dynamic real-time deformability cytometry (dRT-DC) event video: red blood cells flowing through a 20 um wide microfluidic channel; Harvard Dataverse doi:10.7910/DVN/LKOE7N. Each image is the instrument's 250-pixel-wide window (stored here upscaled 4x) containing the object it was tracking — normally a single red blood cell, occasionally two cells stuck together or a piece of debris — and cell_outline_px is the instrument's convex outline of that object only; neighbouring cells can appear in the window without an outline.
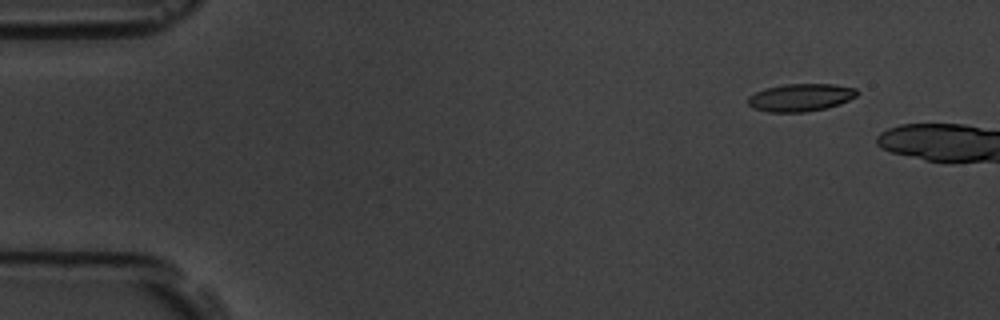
{"species": "common noctule bat (a hibernating species)", "species_latin": "Nyctalus noctula", "temperature_condition": "room temperature", "stored_images_in_passage": 4, "camera_frame_rate_fps": 3000, "um_per_image_px": 0.085, "animal": {"sex": "male", "body_mass_g": 19.5, "forearm_length_mm": 54.6}, "frame": {"image": 1, "passage_image": 2, "time_ms": 1.333, "image_size_px": [1000, 320], "cell_outline_px": [[860, 92], [856, 96], [840, 104], [824, 108], [804, 112], [768, 112], [752, 108], [748, 104], [748, 96], [764, 88], [784, 84], [832, 84], [856, 88]], "centroid_in_image_um": [68.03, 8.28], "position_along_channel_um": 17.0, "area_um2": 17.63}}